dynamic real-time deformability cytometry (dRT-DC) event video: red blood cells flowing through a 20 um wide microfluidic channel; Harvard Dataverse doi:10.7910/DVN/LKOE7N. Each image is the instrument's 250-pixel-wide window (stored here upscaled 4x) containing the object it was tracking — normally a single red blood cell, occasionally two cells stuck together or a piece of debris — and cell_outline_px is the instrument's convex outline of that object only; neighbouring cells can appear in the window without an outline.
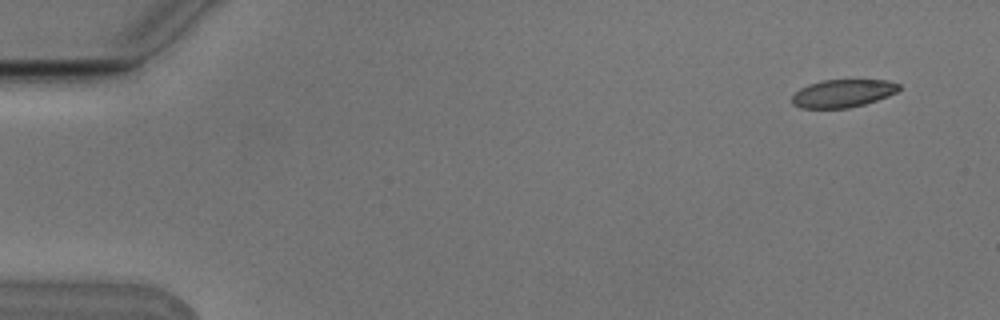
{"species": "Egyptian fruit bat (a non-hibernating species)", "species_latin": "Rousettus aegyptiacus", "temperature_condition": "cold", "stored_images_in_passage": 10, "camera_frame_rate_fps": 3000, "um_per_image_px": 0.085, "animal": {"sex": "male"}, "frame": {"image": 1, "passage_image": 1, "time_ms": 0.0, "image_size_px": [1000, 320], "cell_outline_px": [[900, 88], [896, 92], [888, 96], [864, 104], [848, 108], [800, 108], [792, 104], [792, 96], [800, 88], [808, 84], [820, 80], [888, 80], [900, 84]], "centroid_in_image_um": [71.62, 7.93], "position_along_channel_um": 13.4, "area_um2": 17.4}}
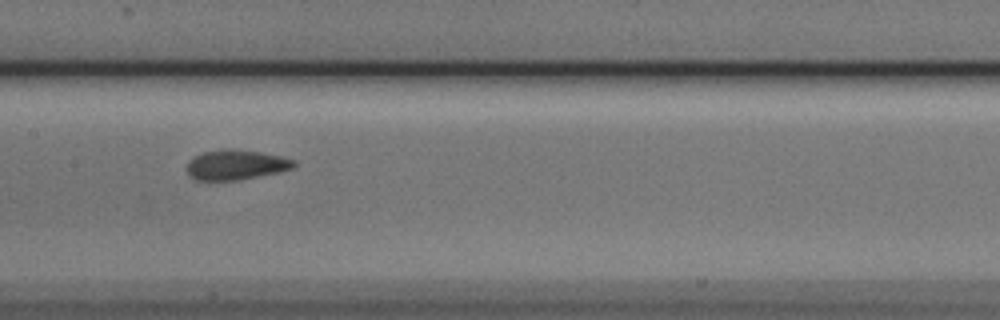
{"frame": {"image": 2, "passage_image": 8, "time_ms": 2.333, "image_size_px": [1000, 320], "cell_outline_px": [[296, 164], [292, 168], [276, 172], [236, 180], [196, 180], [188, 176], [188, 160], [204, 152], [228, 148], [232, 148], [260, 152], [280, 156], [296, 160]], "centroid_in_image_um": [20.03, 14.0], "position_along_channel_um": 187.4, "area_um2": 18.44}}
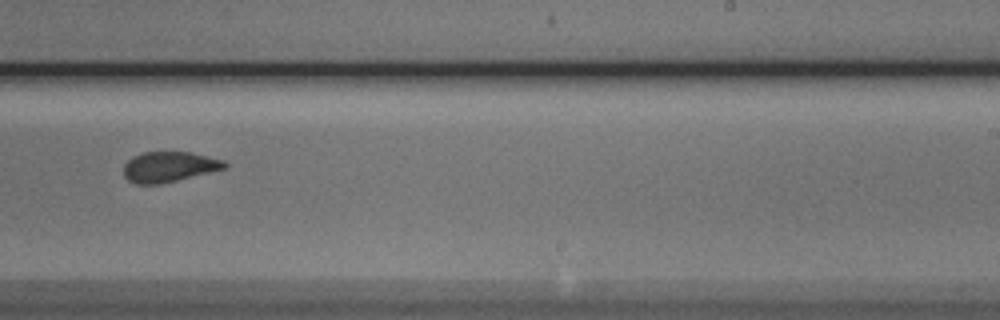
{"frame": {"image": 3, "passage_image": 10, "time_ms": 3.0, "image_size_px": [1000, 320], "cell_outline_px": [[228, 164], [224, 168], [160, 184], [136, 184], [128, 180], [124, 176], [124, 164], [132, 156], [144, 152], [192, 152], [224, 160]], "centroid_in_image_um": [14.33, 14.17], "position_along_channel_um": 274.7, "area_um2": 17.69}}